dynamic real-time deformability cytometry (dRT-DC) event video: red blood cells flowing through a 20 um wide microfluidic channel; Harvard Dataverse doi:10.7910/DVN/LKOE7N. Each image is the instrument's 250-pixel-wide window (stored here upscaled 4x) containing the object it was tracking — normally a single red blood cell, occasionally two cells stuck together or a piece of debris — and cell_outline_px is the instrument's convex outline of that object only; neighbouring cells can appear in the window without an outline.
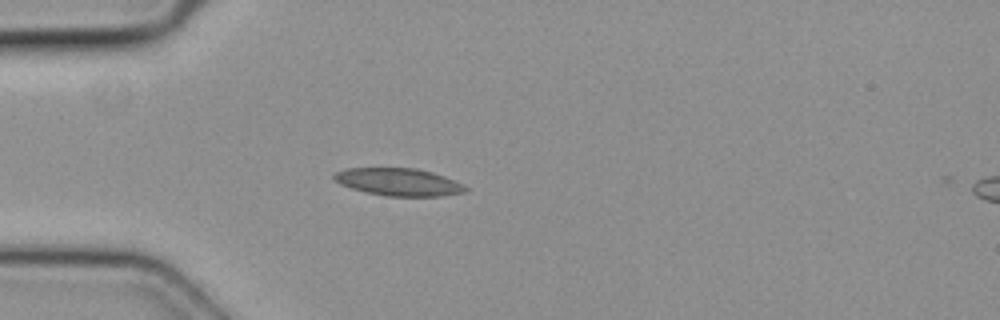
{"species": "common noctule bat (a hibernating species)", "species_latin": "Nyctalus noctula", "temperature_condition": "cold", "stored_images_in_passage": 1, "camera_frame_rate_fps": 3000, "um_per_image_px": 0.085, "animal": {"sex": "female", "body_mass_g": 19.3, "forearm_length_mm": 54.1}, "frame": {"image": 1, "passage_image": 1, "time_ms": 0.0, "image_size_px": [1000, 320], "cell_outline_px": [[468, 192], [440, 196], [384, 196], [364, 192], [340, 184], [332, 176], [336, 172], [344, 168], [416, 168], [432, 172], [444, 176], [464, 184], [468, 188]], "centroid_in_image_um": [33.9, 15.47], "position_along_channel_um": 51.1, "area_um2": 21.21}}